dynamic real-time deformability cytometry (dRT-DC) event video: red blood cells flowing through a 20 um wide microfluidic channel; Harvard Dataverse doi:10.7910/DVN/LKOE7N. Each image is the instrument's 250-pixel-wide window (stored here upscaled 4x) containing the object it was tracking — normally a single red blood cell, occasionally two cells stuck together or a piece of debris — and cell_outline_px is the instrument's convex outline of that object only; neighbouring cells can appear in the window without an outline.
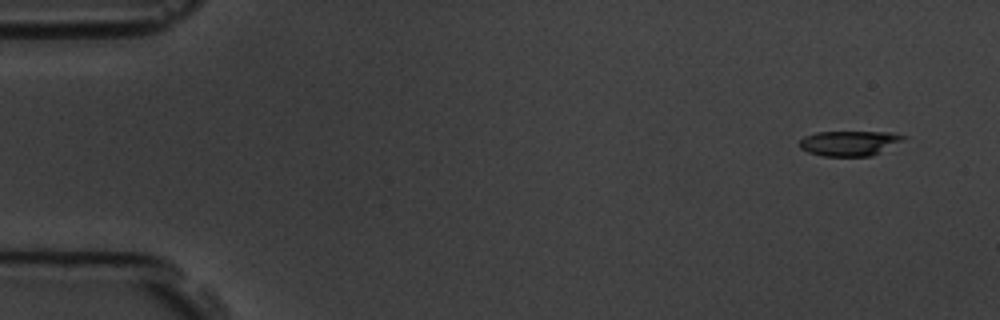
{"species": "common noctule bat (a hibernating species)", "species_latin": "Nyctalus noctula", "temperature_condition": "room temperature", "stored_images_in_passage": 8, "camera_frame_rate_fps": 3000, "um_per_image_px": 0.085, "animal": {"sex": "male", "body_mass_g": 19.5, "forearm_length_mm": 54.6}, "frame": {"image": 1, "passage_image": 1, "time_ms": 0.0, "image_size_px": [1000, 320], "cell_outline_px": [[908, 136], [872, 156], [824, 156], [808, 152], [800, 148], [800, 140], [804, 136], [816, 132], [888, 132]], "centroid_in_image_um": [72.14, 12.17], "position_along_channel_um": 12.9, "area_um2": 14.91}}
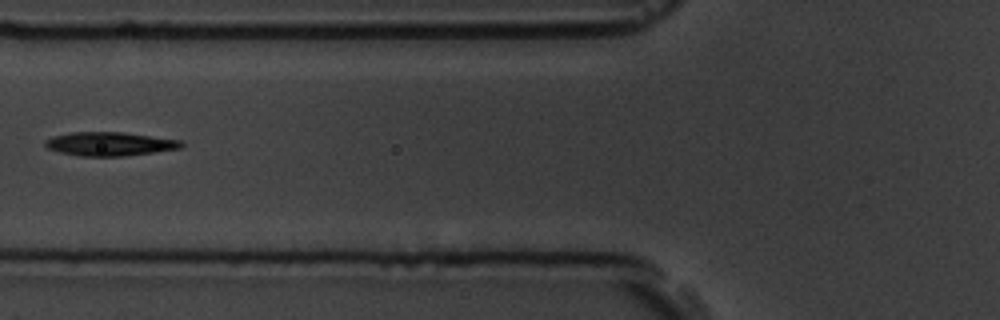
{"frame": {"image": 2, "passage_image": 6, "time_ms": 6.0, "image_size_px": [1000, 320], "cell_outline_px": [[184, 144], [180, 148], [124, 156], [80, 156], [60, 152], [48, 148], [44, 144], [44, 140], [52, 136], [72, 132], [124, 132], [180, 140]], "centroid_in_image_um": [9.29, 12.22], "position_along_channel_um": 116.5, "area_um2": 18.73}}
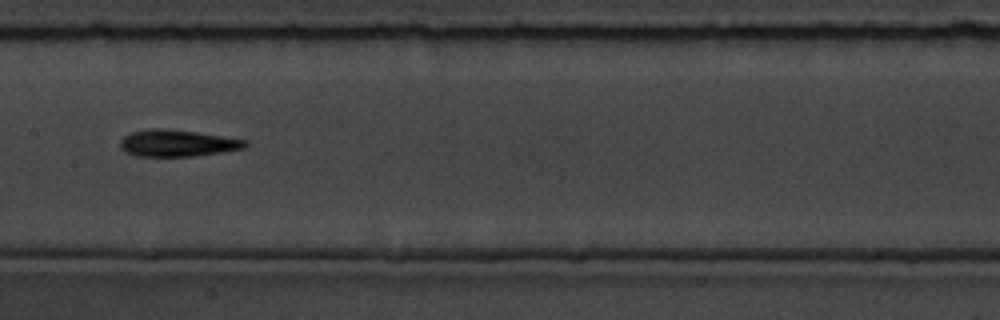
{"frame": {"image": 3, "passage_image": 8, "time_ms": 8.0, "image_size_px": [1000, 320], "cell_outline_px": [[248, 144], [244, 148], [220, 152], [192, 156], [136, 156], [120, 148], [120, 140], [124, 136], [132, 132], [152, 128], [160, 128], [196, 132], [248, 140]], "centroid_in_image_um": [15.07, 12.16], "position_along_channel_um": 192.3, "area_um2": 19.25}}